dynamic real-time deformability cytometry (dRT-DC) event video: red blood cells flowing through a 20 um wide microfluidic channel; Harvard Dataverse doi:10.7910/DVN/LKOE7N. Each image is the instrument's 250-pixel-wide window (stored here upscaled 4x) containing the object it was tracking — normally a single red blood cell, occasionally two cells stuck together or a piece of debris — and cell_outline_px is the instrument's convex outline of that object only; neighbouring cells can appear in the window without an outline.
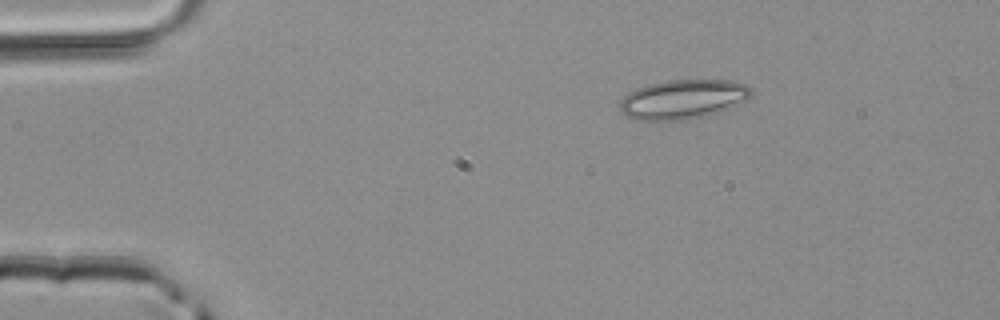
{"species": "common noctule bat (a hibernating species)", "species_latin": "Nyctalus noctula", "temperature_condition": "room temperature", "stored_images_in_passage": 6, "camera_frame_rate_fps": 3000, "um_per_image_px": 0.085, "animal": {"sex": "male", "body_mass_g": 20.4}, "frame": {"image": 1, "passage_image": 6, "time_ms": 1.667, "image_size_px": [1000, 320], "cell_outline_px": [[752, 96], [728, 108], [700, 116], [684, 120], [636, 120], [620, 112], [620, 100], [628, 92], [636, 88], [648, 84], [664, 80], [732, 80], [744, 84], [752, 88]], "centroid_in_image_um": [58.01, 8.42], "position_along_channel_um": 27.0, "area_um2": 29.94}}